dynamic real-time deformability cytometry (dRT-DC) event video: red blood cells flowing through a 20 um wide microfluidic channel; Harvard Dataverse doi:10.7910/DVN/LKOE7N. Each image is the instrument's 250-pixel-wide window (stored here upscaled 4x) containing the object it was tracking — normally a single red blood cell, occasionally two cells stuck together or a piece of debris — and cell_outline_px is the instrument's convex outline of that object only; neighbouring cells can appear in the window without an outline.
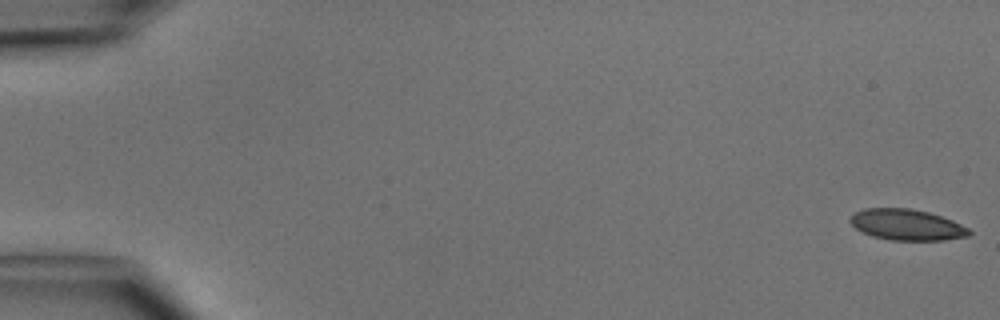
{"species": "common noctule bat (a hibernating species)", "species_latin": "Nyctalus noctula", "temperature_condition": "cold", "stored_images_in_passage": 12, "camera_frame_rate_fps": 3000, "um_per_image_px": 0.085, "animal": {"sex": "male", "body_mass_g": 15.6}, "frame": {"image": 1, "passage_image": 1, "time_ms": 0.0, "image_size_px": [1000, 320], "cell_outline_px": [[972, 232], [968, 236], [944, 240], [888, 240], [872, 236], [856, 228], [848, 220], [852, 212], [864, 208], [908, 208], [928, 212], [952, 220], [968, 228]], "centroid_in_image_um": [77.04, 19.1], "position_along_channel_um": 8.0, "area_um2": 21.5}}